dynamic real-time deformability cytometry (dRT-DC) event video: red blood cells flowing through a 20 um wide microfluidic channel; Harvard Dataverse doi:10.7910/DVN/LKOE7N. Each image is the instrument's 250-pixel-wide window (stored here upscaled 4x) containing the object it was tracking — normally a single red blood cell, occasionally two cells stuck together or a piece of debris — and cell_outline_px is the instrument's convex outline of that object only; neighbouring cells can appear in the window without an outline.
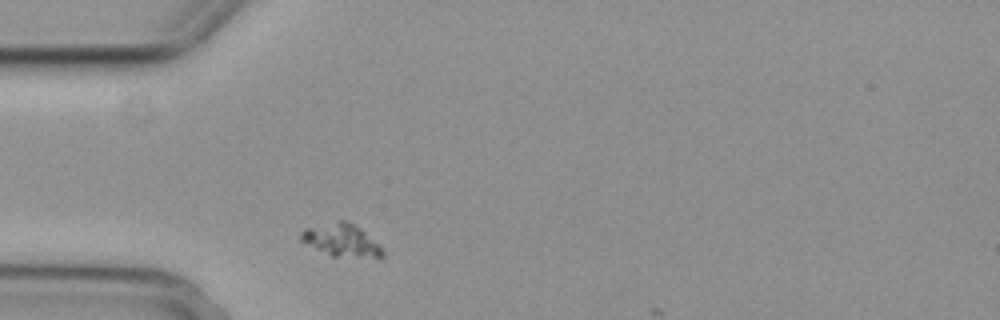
{"species": "common noctule bat (a hibernating species)", "species_latin": "Nyctalus noctula", "temperature_condition": "cold", "stored_images_in_passage": 2, "camera_frame_rate_fps": 3000, "um_per_image_px": 0.085, "animal": {"sex": "female", "body_mass_g": 29.2, "forearm_length_mm": 56.3}, "frame": {"image": 1, "passage_image": 1, "time_ms": 0.0, "image_size_px": [1000, 320], "cell_outline_px": [[384, 256], [380, 260], [332, 256], [300, 240], [300, 232], [304, 228], [336, 220], [344, 220], [360, 228], [380, 244], [384, 252]], "centroid_in_image_um": [29.1, 20.45], "position_along_channel_um": 55.9, "area_um2": 15.95}}